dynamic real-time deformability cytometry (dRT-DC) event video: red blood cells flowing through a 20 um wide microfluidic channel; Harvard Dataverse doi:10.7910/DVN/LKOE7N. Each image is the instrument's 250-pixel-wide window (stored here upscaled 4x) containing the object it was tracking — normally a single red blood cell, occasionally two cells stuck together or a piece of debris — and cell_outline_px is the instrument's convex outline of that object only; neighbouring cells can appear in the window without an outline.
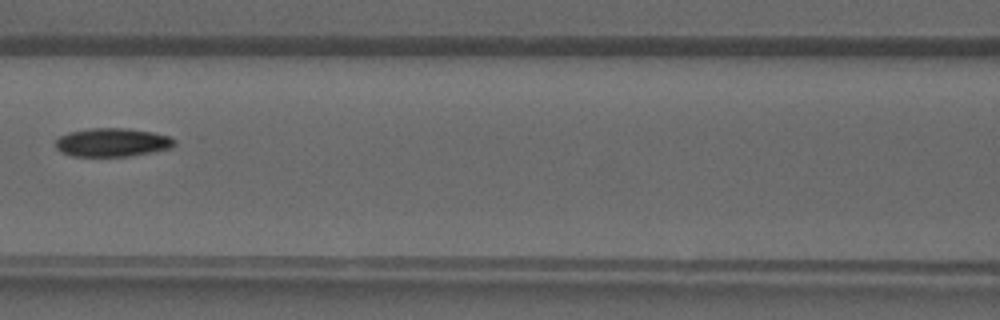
{"species": "common noctule bat (a hibernating species)", "species_latin": "Nyctalus noctula", "temperature_condition": "warm", "stored_images_in_passage": 41, "camera_frame_rate_fps": 3000, "um_per_image_px": 0.085, "animal": {"sex": "male", "forearm_length_mm": 52.5}, "frame": {"image": 1, "passage_image": 19, "time_ms": 6.0, "image_size_px": [1000, 320], "cell_outline_px": [[176, 144], [172, 148], [152, 152], [128, 156], [72, 156], [60, 152], [56, 148], [56, 140], [60, 136], [68, 132], [88, 128], [128, 128], [152, 132], [172, 136], [176, 140]], "centroid_in_image_um": [9.57, 12.1], "position_along_channel_um": 157.0, "area_um2": 20.0}}
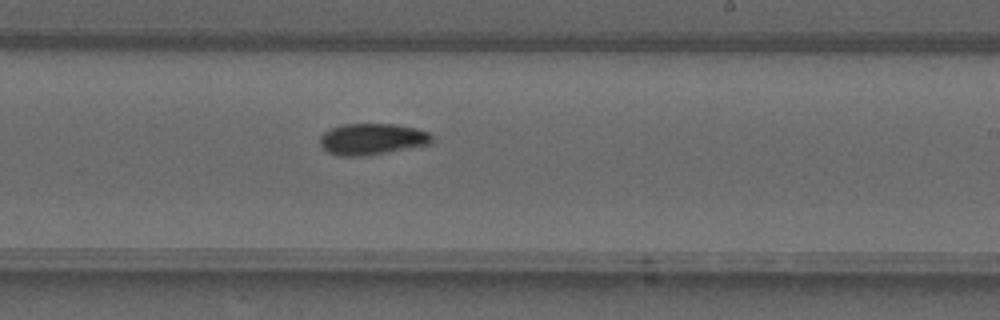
{"frame": {"image": 2, "passage_image": 25, "time_ms": 8.0, "image_size_px": [1000, 320], "cell_outline_px": [[432, 144], [368, 156], [336, 156], [328, 152], [320, 144], [320, 136], [324, 132], [332, 128], [344, 124], [392, 124], [416, 128], [428, 132], [432, 136]], "centroid_in_image_um": [31.64, 11.84], "position_along_channel_um": 257.4, "area_um2": 20.58}}
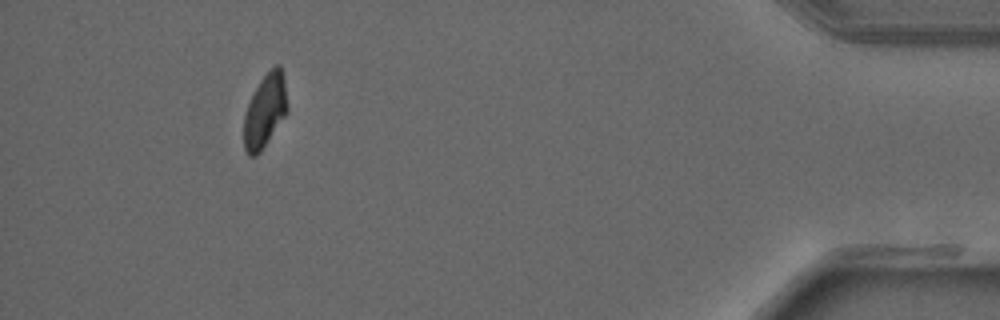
{"frame": {"image": 3, "passage_image": 38, "time_ms": 12.333, "image_size_px": [1000, 320], "cell_outline_px": [[288, 112], [260, 152], [256, 156], [248, 156], [244, 148], [244, 116], [248, 104], [260, 80], [276, 64], [280, 64], [284, 72], [288, 108]], "centroid_in_image_um": [22.55, 9.41], "position_along_channel_um": 412.7, "area_um2": 18.67}}